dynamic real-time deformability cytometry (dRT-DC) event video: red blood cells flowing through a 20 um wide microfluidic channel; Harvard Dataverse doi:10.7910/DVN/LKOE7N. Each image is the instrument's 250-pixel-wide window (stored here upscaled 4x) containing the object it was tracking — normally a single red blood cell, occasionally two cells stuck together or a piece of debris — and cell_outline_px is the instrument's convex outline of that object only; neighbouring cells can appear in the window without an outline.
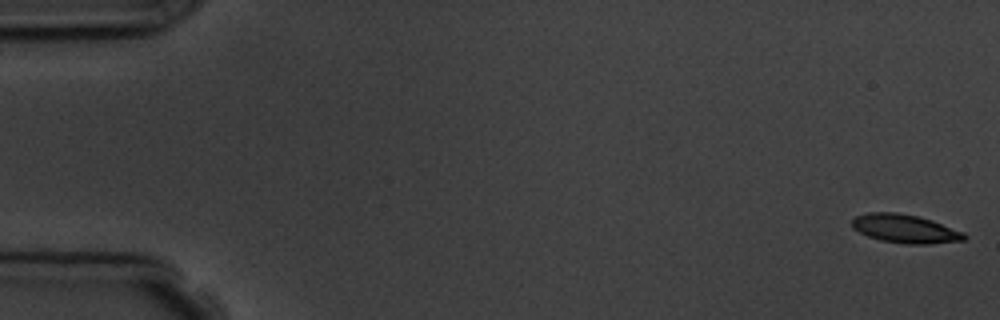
{"species": "common noctule bat (a hibernating species)", "species_latin": "Nyctalus noctula", "temperature_condition": "room temperature", "stored_images_in_passage": 8, "camera_frame_rate_fps": 3000, "um_per_image_px": 0.085, "animal": {"sex": "male", "body_mass_g": 19.5, "forearm_length_mm": 54.6}, "frame": {"image": 1, "passage_image": 1, "time_ms": 0.0, "image_size_px": [1000, 320], "cell_outline_px": [[968, 236], [964, 240], [928, 244], [904, 244], [880, 240], [868, 236], [852, 228], [852, 220], [856, 216], [868, 212], [896, 212], [916, 216], [932, 220], [964, 232]], "centroid_in_image_um": [76.93, 19.44], "position_along_channel_um": 8.1, "area_um2": 18.67}}
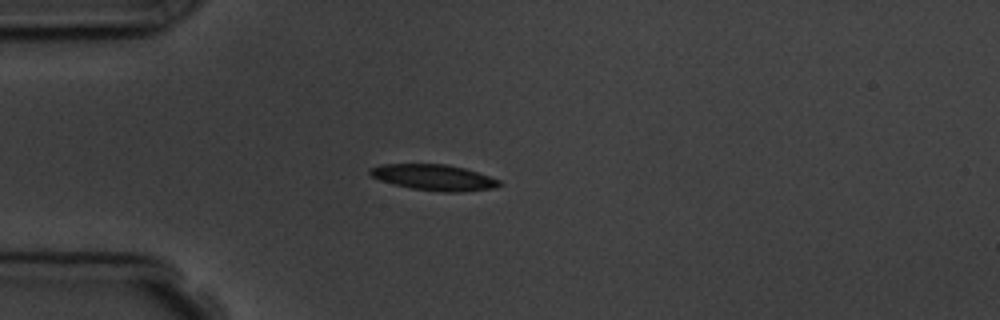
{"frame": {"image": 2, "passage_image": 5, "time_ms": 4.667, "image_size_px": [1000, 320], "cell_outline_px": [[504, 184], [496, 188], [460, 192], [444, 192], [412, 188], [392, 184], [380, 180], [372, 176], [368, 172], [368, 168], [380, 164], [444, 164], [464, 168], [500, 180]], "centroid_in_image_um": [36.88, 15.08], "position_along_channel_um": 48.1, "area_um2": 19.54}}